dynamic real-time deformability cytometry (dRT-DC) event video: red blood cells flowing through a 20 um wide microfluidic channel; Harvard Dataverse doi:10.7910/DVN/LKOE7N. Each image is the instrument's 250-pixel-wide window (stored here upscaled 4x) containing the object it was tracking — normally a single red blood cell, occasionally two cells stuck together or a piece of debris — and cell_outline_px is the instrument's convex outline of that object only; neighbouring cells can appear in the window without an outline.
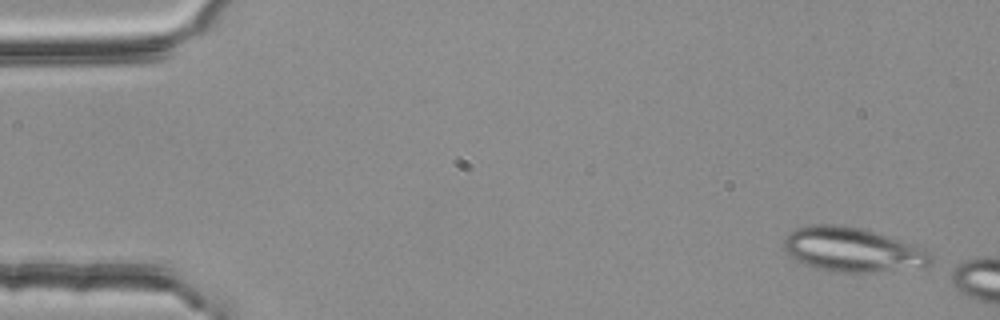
{"species": "common noctule bat (a hibernating species)", "species_latin": "Nyctalus noctula", "temperature_condition": "room temperature", "stored_images_in_passage": 3, "camera_frame_rate_fps": 3000, "um_per_image_px": 0.085, "animal": {"sex": "female", "body_mass_g": 25.1}, "frame": {"image": 1, "passage_image": 1, "time_ms": 0.0, "image_size_px": [1000, 320], "cell_outline_px": [[936, 256], [924, 268], [872, 272], [844, 272], [816, 268], [804, 264], [792, 256], [784, 248], [784, 240], [788, 232], [796, 228], [812, 224], [832, 224], [856, 228], [872, 232], [912, 244]], "centroid_in_image_um": [72.47, 21.24], "position_along_channel_um": 12.5, "area_um2": 37.45}}